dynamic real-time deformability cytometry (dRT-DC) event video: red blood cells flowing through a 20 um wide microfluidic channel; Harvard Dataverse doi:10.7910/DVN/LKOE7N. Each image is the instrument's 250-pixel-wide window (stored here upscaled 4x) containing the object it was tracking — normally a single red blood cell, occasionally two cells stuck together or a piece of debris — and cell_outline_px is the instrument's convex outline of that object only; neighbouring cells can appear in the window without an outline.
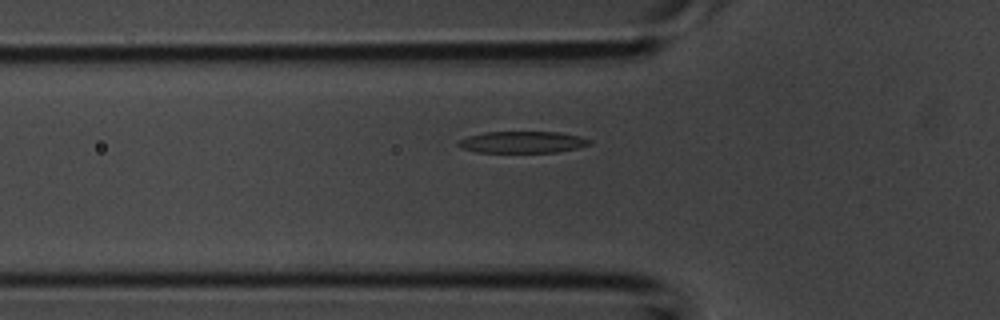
{"species": "common noctule bat (a hibernating species)", "species_latin": "Nyctalus noctula", "temperature_condition": "room temperature", "stored_images_in_passage": 30, "camera_frame_rate_fps": 3000, "um_per_image_px": 0.085, "animal": {"sex": "male", "body_mass_g": 20.1, "forearm_length_mm": 53.5}, "frame": {"image": 1, "passage_image": 2, "time_ms": 0.333, "image_size_px": [1000, 320], "cell_outline_px": [[592, 144], [576, 148], [556, 152], [476, 152], [460, 148], [456, 144], [460, 140], [468, 136], [484, 132], [560, 132], [580, 136], [592, 140]], "centroid_in_image_um": [44.41, 12.08], "position_along_channel_um": 81.4, "area_um2": 16.59}}
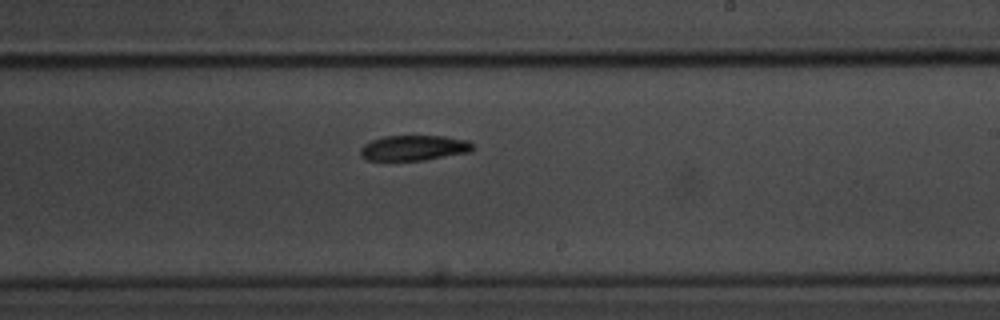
{"frame": {"image": 2, "passage_image": 13, "time_ms": 4.0, "image_size_px": [1000, 320], "cell_outline_px": [[472, 148], [468, 152], [424, 160], [368, 160], [360, 156], [360, 148], [364, 144], [372, 140], [384, 136], [444, 136], [468, 140], [472, 144]], "centroid_in_image_um": [35.14, 12.56], "position_along_channel_um": 253.9, "area_um2": 16.42}}
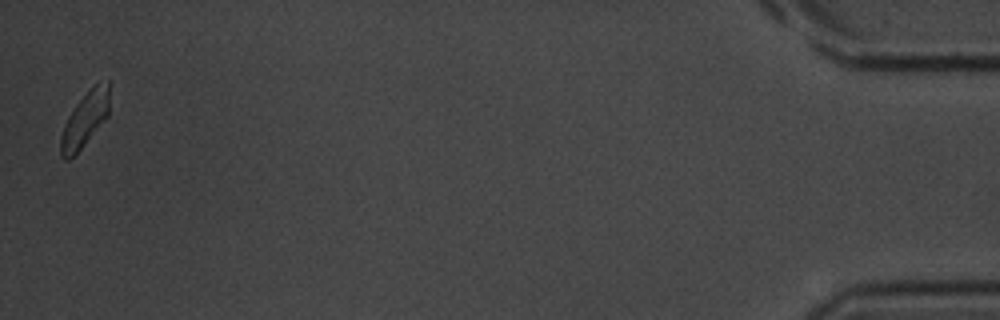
{"frame": {"image": 3, "passage_image": 30, "time_ms": 9.667, "image_size_px": [1000, 320], "cell_outline_px": [[108, 116], [84, 144], [68, 160], [64, 160], [60, 156], [60, 136], [64, 124], [68, 116], [76, 104], [96, 84], [108, 80]], "centroid_in_image_um": [7.17, 10.2], "position_along_channel_um": 428.0, "area_um2": 15.03}}